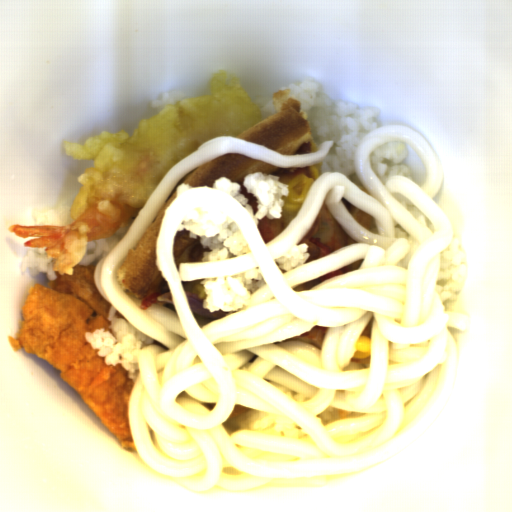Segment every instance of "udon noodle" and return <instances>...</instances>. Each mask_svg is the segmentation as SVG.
<instances>
[{"instance_id": "d5520da0", "label": "udon noodle", "mask_w": 512, "mask_h": 512, "mask_svg": "<svg viewBox=\"0 0 512 512\" xmlns=\"http://www.w3.org/2000/svg\"><path fill=\"white\" fill-rule=\"evenodd\" d=\"M387 141L408 146L411 179L383 184L375 177L369 157ZM334 144L324 139L317 151L282 154L238 135L206 140L170 169L94 268L98 292L168 348L151 343L138 351L127 415L136 454L188 494L394 461L430 438L457 402L463 359L447 326L467 332L468 316L445 310L437 290L441 253L455 238L434 200L443 167L407 125H385L358 141L355 177L367 193L343 173H321L299 211L266 244L233 195L216 187L179 193L164 210L155 254L175 311L159 302L142 311L139 297L121 288L120 265L189 172L225 154L309 168ZM323 203L358 243L306 263L308 244H297ZM199 207L237 224L247 254L175 263L176 229L184 213ZM252 267L265 285L245 307L200 327L182 282ZM316 327H327L321 351L298 338ZM360 336L370 337L371 354L354 360ZM256 408L283 415L310 438L234 429V418Z\"/></svg>"}]
</instances>
